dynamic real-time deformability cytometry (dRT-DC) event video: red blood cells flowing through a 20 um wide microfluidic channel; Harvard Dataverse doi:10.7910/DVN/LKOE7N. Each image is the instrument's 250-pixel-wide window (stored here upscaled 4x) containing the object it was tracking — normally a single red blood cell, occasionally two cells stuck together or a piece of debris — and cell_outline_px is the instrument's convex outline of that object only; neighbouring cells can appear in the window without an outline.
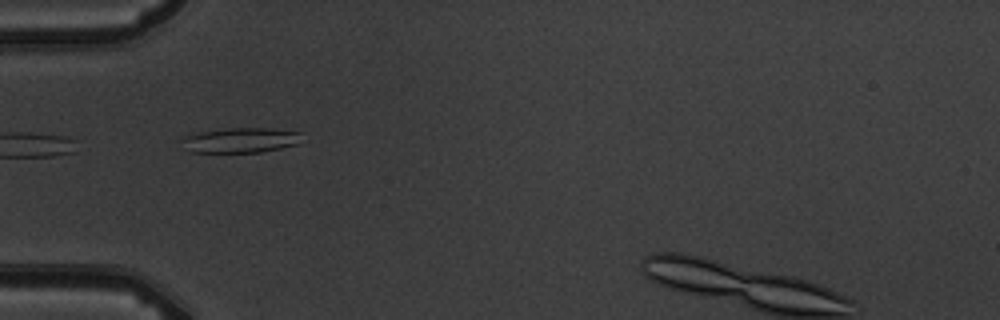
{"species": "common noctule bat (a hibernating species)", "species_latin": "Nyctalus noctula", "temperature_condition": "warm", "stored_images_in_passage": 9, "camera_frame_rate_fps": 3000, "um_per_image_px": 0.085, "animal": {"sex": "male", "body_mass_g": 19.5, "forearm_length_mm": 54.6}, "frame": {"image": 1, "passage_image": 3, "time_ms": 2.333, "image_size_px": [1000, 320], "cell_outline_px": [[300, 132], [296, 144], [280, 148], [260, 152], [192, 152], [180, 140], [184, 136], [200, 132], [228, 128], [268, 128]], "centroid_in_image_um": [20.41, 11.91], "position_along_channel_um": 64.6, "area_um2": 17.05}}
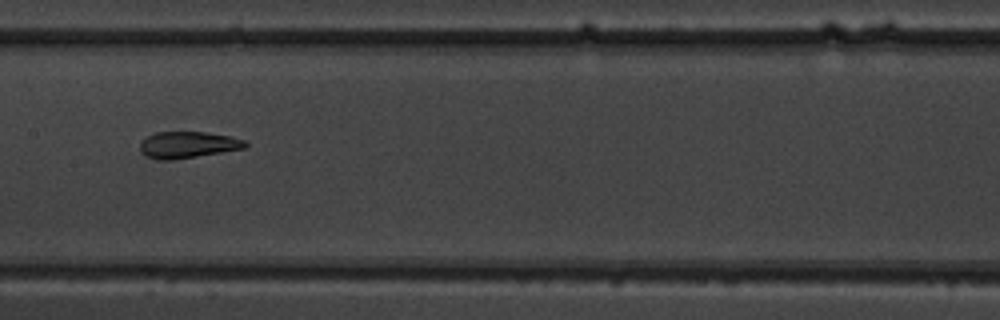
{"frame": {"image": 2, "passage_image": 6, "time_ms": 5.667, "image_size_px": [1000, 320], "cell_outline_px": [[248, 144], [244, 148], [172, 160], [156, 160], [144, 156], [140, 152], [140, 144], [148, 136], [156, 132], [204, 132], [232, 136], [244, 140]], "centroid_in_image_um": [15.93, 12.31], "position_along_channel_um": 191.5, "area_um2": 16.18}}
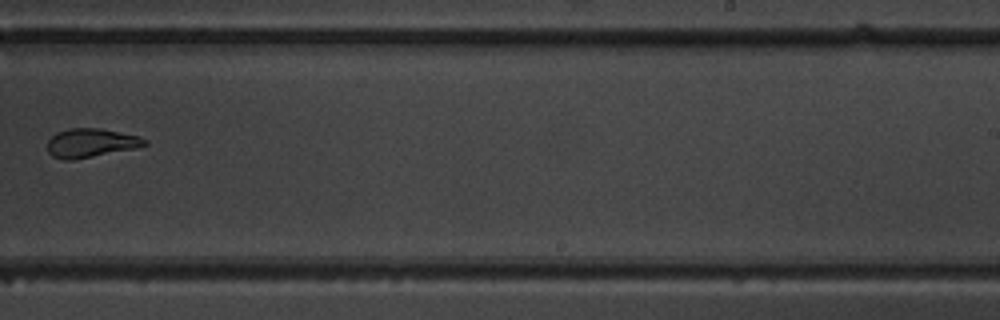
{"frame": {"image": 3, "passage_image": 8, "time_ms": 8.0, "image_size_px": [1000, 320], "cell_outline_px": [[148, 144], [136, 148], [72, 160], [64, 160], [52, 156], [48, 152], [48, 140], [56, 132], [68, 128], [100, 128], [140, 136], [148, 140]], "centroid_in_image_um": [7.73, 12.14], "position_along_channel_um": 281.3, "area_um2": 16.42}}